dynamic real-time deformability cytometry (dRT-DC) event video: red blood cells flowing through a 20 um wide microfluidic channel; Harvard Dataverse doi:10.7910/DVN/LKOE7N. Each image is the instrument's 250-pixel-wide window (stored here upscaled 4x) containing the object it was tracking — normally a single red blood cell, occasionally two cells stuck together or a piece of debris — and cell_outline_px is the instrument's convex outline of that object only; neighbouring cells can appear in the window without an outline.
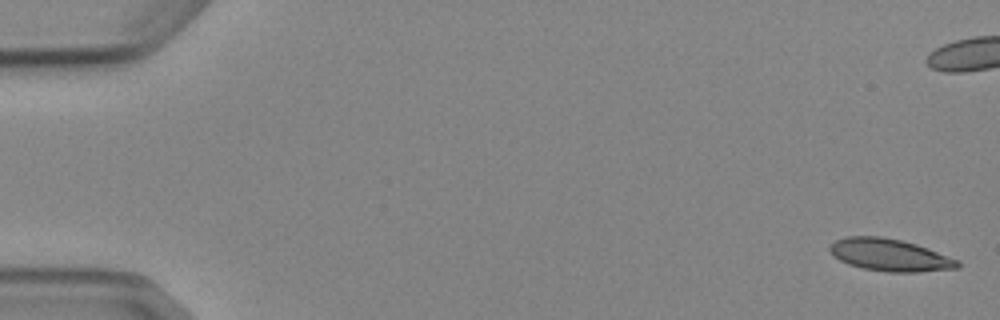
{"species": "Egyptian fruit bat (a non-hibernating species)", "species_latin": "Rousettus aegyptiacus", "temperature_condition": "cold", "stored_images_in_passage": 8, "camera_frame_rate_fps": 3000, "um_per_image_px": 0.085, "animal": {"sex": "female"}, "frame": {"image": 1, "passage_image": 1, "time_ms": 0.0, "image_size_px": [1000, 320], "cell_outline_px": [[960, 268], [920, 272], [888, 272], [864, 268], [848, 264], [832, 256], [828, 248], [836, 240], [848, 236], [880, 236], [900, 240], [916, 244], [928, 248], [960, 260]], "centroid_in_image_um": [75.66, 21.68], "position_along_channel_um": 9.3, "area_um2": 24.1}}
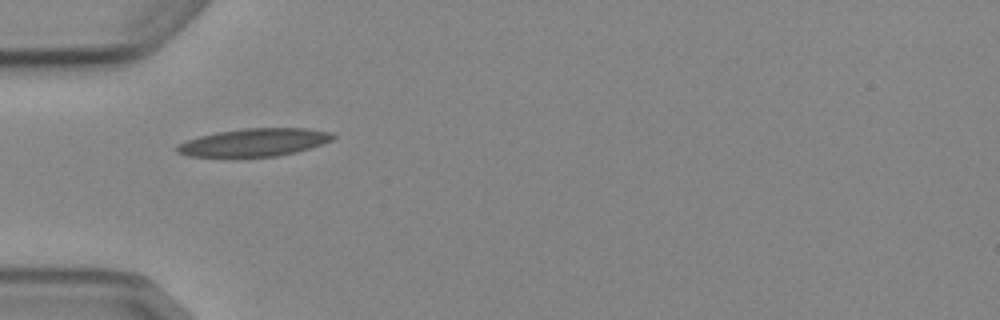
{"frame": {"image": 2, "passage_image": 6, "time_ms": 6.667, "image_size_px": [1000, 320], "cell_outline_px": [[336, 136], [332, 140], [296, 152], [276, 156], [232, 160], [228, 160], [188, 156], [176, 152], [176, 144], [200, 136], [216, 132], [244, 128], [308, 128], [332, 132]], "centroid_in_image_um": [21.51, 12.15], "position_along_channel_um": 63.5, "area_um2": 26.41}}
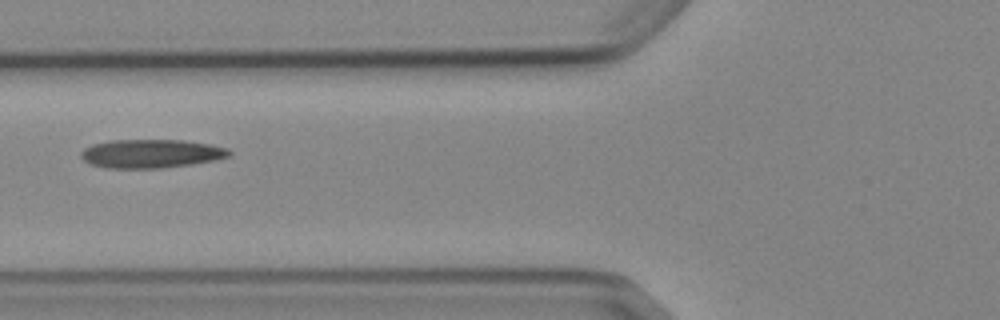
{"frame": {"image": 3, "passage_image": 7, "time_ms": 8.0, "image_size_px": [1000, 320], "cell_outline_px": [[232, 152], [228, 156], [212, 160], [192, 164], [160, 168], [104, 168], [88, 164], [80, 156], [80, 152], [84, 148], [92, 144], [112, 140], [184, 140], [208, 144], [228, 148]], "centroid_in_image_um": [12.78, 13.06], "position_along_channel_um": 113.0, "area_um2": 24.74}}